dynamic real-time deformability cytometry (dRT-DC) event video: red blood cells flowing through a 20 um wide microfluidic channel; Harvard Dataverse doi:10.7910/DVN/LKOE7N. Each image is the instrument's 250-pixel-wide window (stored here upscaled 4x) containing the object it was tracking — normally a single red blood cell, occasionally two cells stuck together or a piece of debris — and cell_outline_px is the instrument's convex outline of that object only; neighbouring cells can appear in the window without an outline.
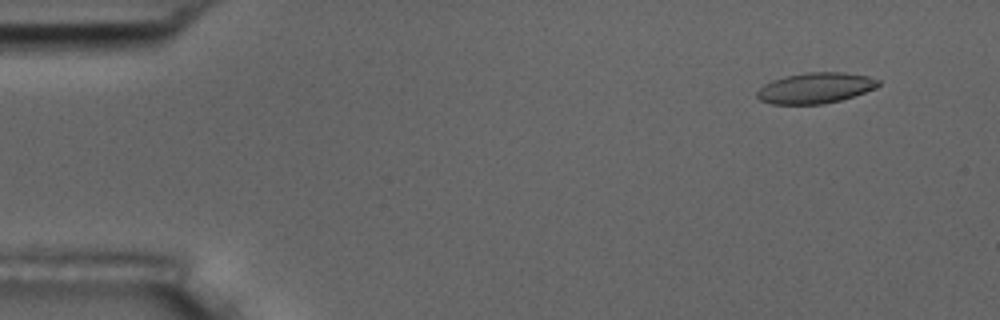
{"species": "common noctule bat (a hibernating species)", "species_latin": "Nyctalus noctula", "temperature_condition": "room temperature", "stored_images_in_passage": 54, "camera_frame_rate_fps": 3000, "um_per_image_px": 0.085, "animal": {"sex": "male", "body_mass_g": 17.5, "forearm_length_mm": 52.3}, "frame": {"image": 1, "passage_image": 5, "time_ms": 1.333, "image_size_px": [1000, 320], "cell_outline_px": [[880, 84], [876, 88], [840, 100], [824, 104], [772, 104], [760, 100], [756, 96], [756, 92], [764, 84], [772, 80], [784, 76], [808, 72], [844, 72], [868, 76], [880, 80]], "centroid_in_image_um": [69.3, 7.47], "position_along_channel_um": 15.7, "area_um2": 21.73}}
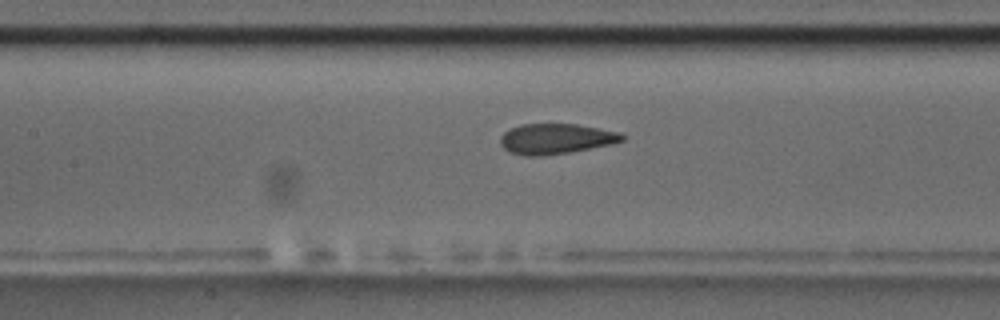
{"frame": {"image": 2, "passage_image": 25, "time_ms": 8.0, "image_size_px": [1000, 320], "cell_outline_px": [[624, 140], [612, 144], [568, 152], [540, 156], [524, 156], [512, 152], [504, 148], [500, 144], [500, 136], [504, 132], [520, 124], [576, 124], [620, 132], [624, 136]], "centroid_in_image_um": [47.24, 11.79], "position_along_channel_um": 160.2, "area_um2": 21.39}}
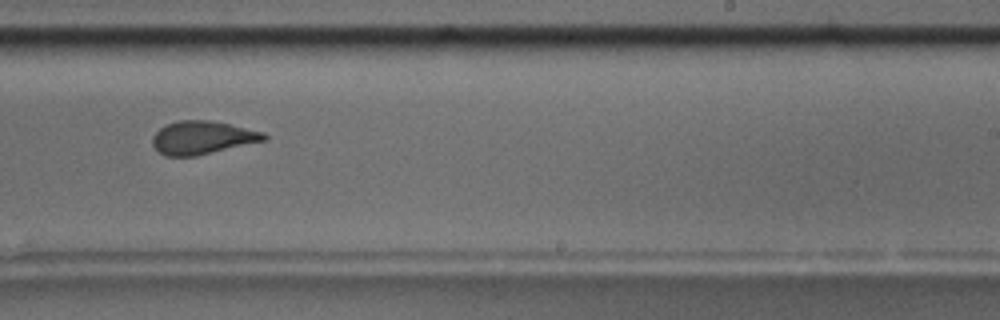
{"frame": {"image": 3, "passage_image": 34, "time_ms": 11.0, "image_size_px": [1000, 320], "cell_outline_px": [[268, 140], [196, 156], [164, 156], [152, 144], [152, 136], [164, 124], [176, 120], [208, 120], [228, 124], [264, 132], [268, 136]], "centroid_in_image_um": [17.19, 11.7], "position_along_channel_um": 271.8, "area_um2": 21.68}, "authors_computed_cell_mechanics": {"area_um2": 22.0218, "velocity_mm_per_s": 3.7433, "shape_relaxation_time_tau1_ms": 8.4696, "shape_relaxation_time_tau2_ms": 1.7158, "deformation_change_tau1": 0.2196, "deformation_change_tau2": 0.0677}}